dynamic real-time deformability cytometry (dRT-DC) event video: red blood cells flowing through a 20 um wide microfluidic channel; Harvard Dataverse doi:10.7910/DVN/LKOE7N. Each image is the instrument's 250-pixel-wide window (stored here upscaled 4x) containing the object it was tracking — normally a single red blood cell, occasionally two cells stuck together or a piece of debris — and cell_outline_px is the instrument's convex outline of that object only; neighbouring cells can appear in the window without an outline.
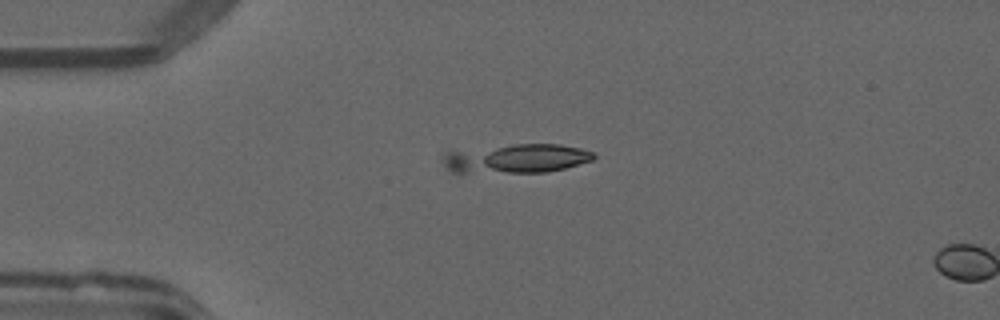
{"species": "common noctule bat (a hibernating species)", "species_latin": "Nyctalus noctula", "temperature_condition": "warm", "stored_images_in_passage": 17, "camera_frame_rate_fps": 3000, "um_per_image_px": 0.085, "animal": {"sex": "male", "forearm_length_mm": 52.5}, "frame": {"image": 1, "passage_image": 17, "time_ms": 5.333, "image_size_px": [1000, 320], "cell_outline_px": [[596, 156], [592, 160], [564, 168], [544, 172], [452, 172], [444, 164], [444, 152], [512, 144], [560, 144], [580, 148], [592, 152]], "centroid_in_image_um": [43.9, 13.46], "position_along_channel_um": 41.1, "area_um2": 25.14}}